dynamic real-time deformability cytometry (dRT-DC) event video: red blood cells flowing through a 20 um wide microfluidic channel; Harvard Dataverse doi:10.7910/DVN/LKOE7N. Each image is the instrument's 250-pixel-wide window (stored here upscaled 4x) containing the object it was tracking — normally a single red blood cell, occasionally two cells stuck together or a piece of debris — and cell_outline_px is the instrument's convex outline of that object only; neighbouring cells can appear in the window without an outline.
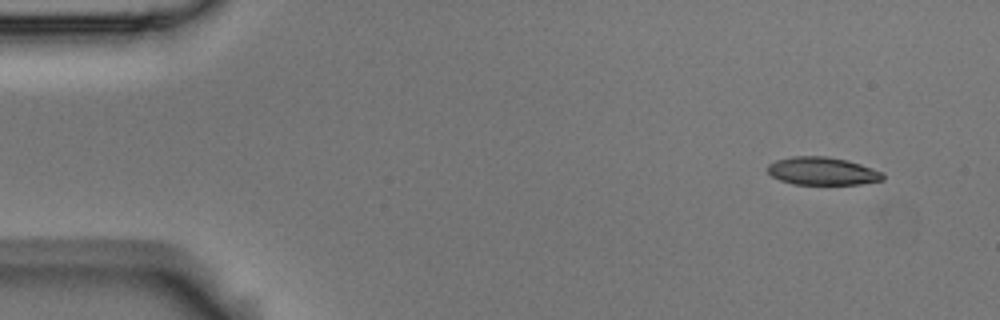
{"species": "Egyptian fruit bat (a non-hibernating species)", "species_latin": "Rousettus aegyptiacus", "temperature_condition": "room temperature", "stored_images_in_passage": 4, "camera_frame_rate_fps": 3000, "um_per_image_px": 0.085, "animal": {"sex": "male"}, "frame": {"image": 1, "passage_image": 1, "time_ms": 0.0, "image_size_px": [1000, 320], "cell_outline_px": [[884, 180], [860, 184], [792, 184], [780, 180], [772, 176], [768, 172], [768, 164], [776, 160], [792, 156], [824, 156], [848, 160], [884, 172]], "centroid_in_image_um": [69.91, 14.54], "position_along_channel_um": 15.1, "area_um2": 18.79}}
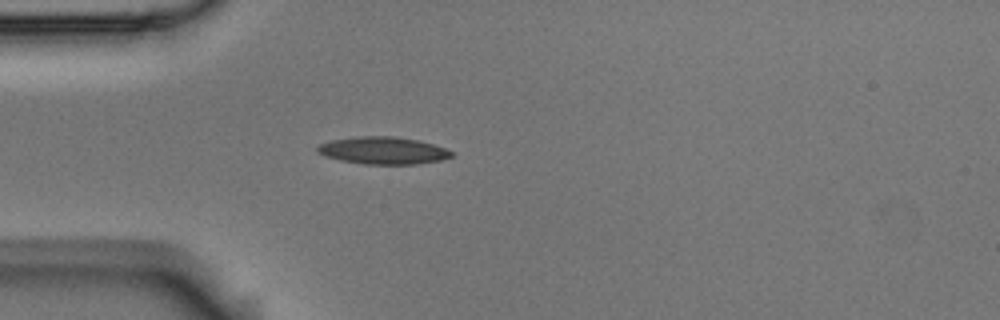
{"frame": {"image": 2, "passage_image": 4, "time_ms": 1.0, "image_size_px": [1000, 320], "cell_outline_px": [[452, 156], [440, 160], [416, 164], [364, 164], [340, 160], [324, 156], [316, 152], [316, 148], [320, 144], [332, 140], [360, 136], [392, 136], [420, 140], [444, 148], [452, 152]], "centroid_in_image_um": [32.53, 12.79], "position_along_channel_um": 52.5, "area_um2": 21.21}}